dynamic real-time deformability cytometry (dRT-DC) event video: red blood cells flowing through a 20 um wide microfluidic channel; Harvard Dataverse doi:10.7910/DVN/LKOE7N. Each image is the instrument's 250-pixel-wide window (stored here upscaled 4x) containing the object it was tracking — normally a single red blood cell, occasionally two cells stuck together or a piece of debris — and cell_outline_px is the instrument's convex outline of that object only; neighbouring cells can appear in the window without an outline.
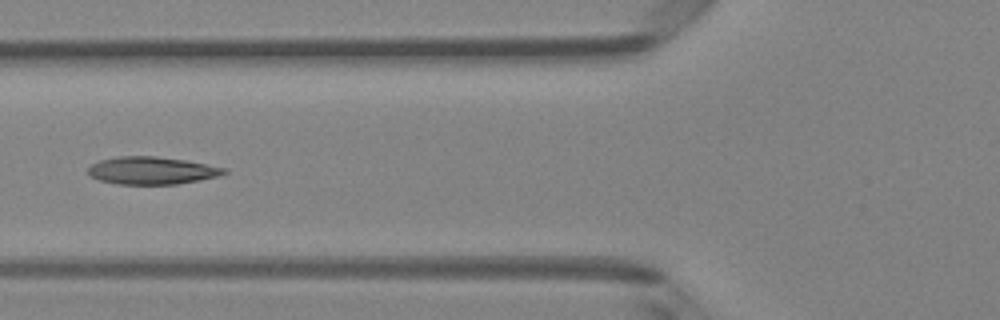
{"species": "Egyptian fruit bat (a non-hibernating species)", "species_latin": "Rousettus aegyptiacus", "temperature_condition": "room temperature", "stored_images_in_passage": 5, "camera_frame_rate_fps": 3000, "um_per_image_px": 0.085, "animal": {"sex": "female"}, "frame": {"image": 1, "passage_image": 4, "time_ms": 1.0, "image_size_px": [1000, 320], "cell_outline_px": [[228, 172], [216, 176], [200, 180], [176, 184], [116, 184], [100, 180], [92, 176], [88, 172], [88, 168], [92, 164], [100, 160], [120, 156], [156, 156], [184, 160], [228, 168]], "centroid_in_image_um": [12.91, 14.49], "position_along_channel_um": 112.9, "area_um2": 21.68}}
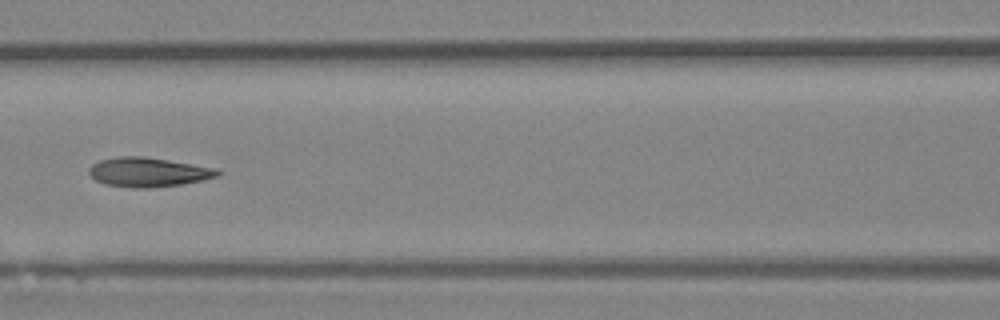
{"frame": {"image": 2, "passage_image": 5, "time_ms": 1.333, "image_size_px": [1000, 320], "cell_outline_px": [[224, 172], [220, 176], [180, 184], [148, 188], [136, 188], [104, 184], [96, 180], [88, 172], [88, 168], [92, 164], [100, 160], [116, 156], [144, 156], [216, 168]], "centroid_in_image_um": [12.6, 14.62], "position_along_channel_um": 154.0, "area_um2": 21.96}}